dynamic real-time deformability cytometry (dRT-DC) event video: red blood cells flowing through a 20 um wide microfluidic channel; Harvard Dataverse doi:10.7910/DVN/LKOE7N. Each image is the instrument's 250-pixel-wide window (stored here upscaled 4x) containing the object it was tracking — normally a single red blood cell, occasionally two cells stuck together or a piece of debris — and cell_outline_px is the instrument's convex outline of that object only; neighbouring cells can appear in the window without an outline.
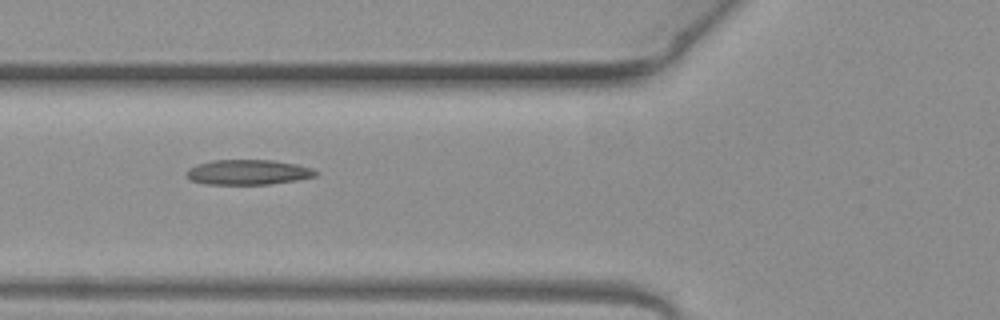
{"species": "common noctule bat (a hibernating species)", "species_latin": "Nyctalus noctula", "temperature_condition": "warm", "stored_images_in_passage": 6, "camera_frame_rate_fps": 3000, "um_per_image_px": 0.085, "animal": {"sex": "female", "body_mass_g": 19.3, "forearm_length_mm": 54.1}, "frame": {"image": 1, "passage_image": 5, "time_ms": 1.333, "image_size_px": [1000, 320], "cell_outline_px": [[320, 172], [316, 176], [296, 180], [268, 184], [204, 184], [192, 180], [184, 172], [188, 168], [196, 164], [212, 160], [272, 160], [296, 164], [312, 168]], "centroid_in_image_um": [21.08, 14.63], "position_along_channel_um": 104.7, "area_um2": 18.9}}
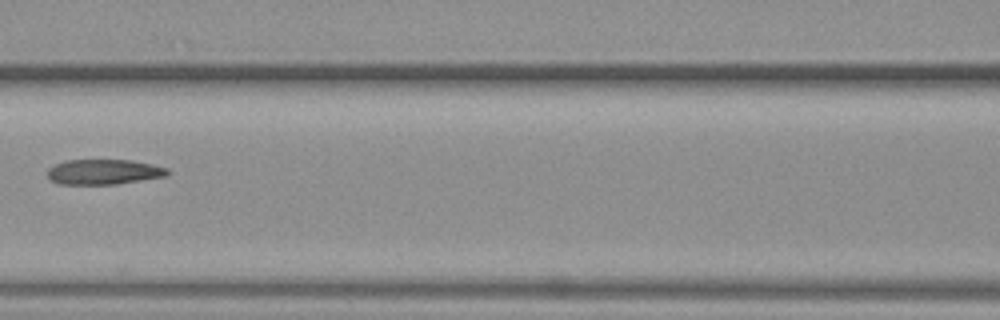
{"frame": {"image": 2, "passage_image": 6, "time_ms": 1.667, "image_size_px": [1000, 320], "cell_outline_px": [[172, 172], [168, 176], [116, 184], [56, 184], [48, 180], [48, 168], [64, 160], [132, 160], [152, 164], [168, 168]], "centroid_in_image_um": [8.83, 14.61], "position_along_channel_um": 157.8, "area_um2": 17.86}}